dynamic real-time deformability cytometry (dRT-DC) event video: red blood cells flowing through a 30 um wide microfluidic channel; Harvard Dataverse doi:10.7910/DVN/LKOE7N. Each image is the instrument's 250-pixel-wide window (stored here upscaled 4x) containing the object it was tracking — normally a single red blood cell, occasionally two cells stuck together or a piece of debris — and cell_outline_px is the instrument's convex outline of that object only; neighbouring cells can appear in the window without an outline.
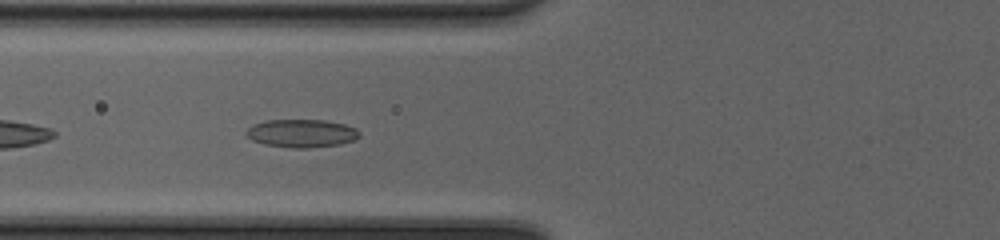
{"species": "common noctule bat (a hibernating species)", "species_latin": "Nyctalus noctula", "temperature_condition": "cold", "stored_images_in_passage": 19, "camera_frame_rate_fps": 3000, "um_per_image_px": 0.085, "animal": {"sex": "female", "body_mass_g": 20.0, "forearm_length_mm": 54.0}, "frame": {"image": 1, "passage_image": 6, "time_ms": 1.667, "image_size_px": [1000, 240], "cell_outline_px": [[360, 136], [356, 140], [340, 144], [308, 148], [292, 148], [264, 144], [252, 140], [244, 132], [252, 124], [264, 120], [324, 120], [344, 124], [356, 128], [360, 132]], "centroid_in_image_um": [25.64, 11.33], "position_along_channel_um": 100.2, "area_um2": 18.67}}
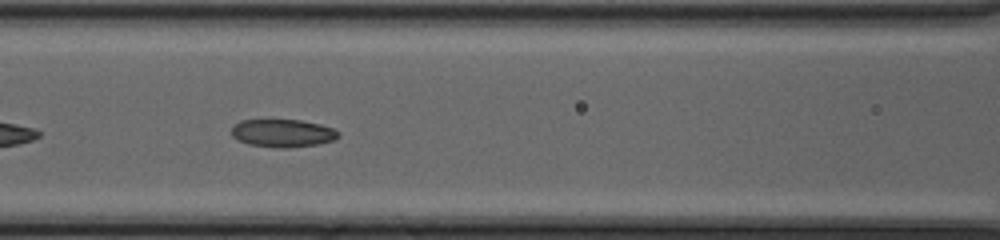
{"frame": {"image": 2, "passage_image": 9, "time_ms": 2.667, "image_size_px": [1000, 240], "cell_outline_px": [[340, 136], [332, 140], [316, 144], [288, 148], [280, 148], [248, 144], [236, 140], [232, 136], [232, 124], [240, 120], [300, 120], [320, 124], [332, 128], [340, 132]], "centroid_in_image_um": [23.99, 11.31], "position_along_channel_um": 142.6, "area_um2": 17.4}}